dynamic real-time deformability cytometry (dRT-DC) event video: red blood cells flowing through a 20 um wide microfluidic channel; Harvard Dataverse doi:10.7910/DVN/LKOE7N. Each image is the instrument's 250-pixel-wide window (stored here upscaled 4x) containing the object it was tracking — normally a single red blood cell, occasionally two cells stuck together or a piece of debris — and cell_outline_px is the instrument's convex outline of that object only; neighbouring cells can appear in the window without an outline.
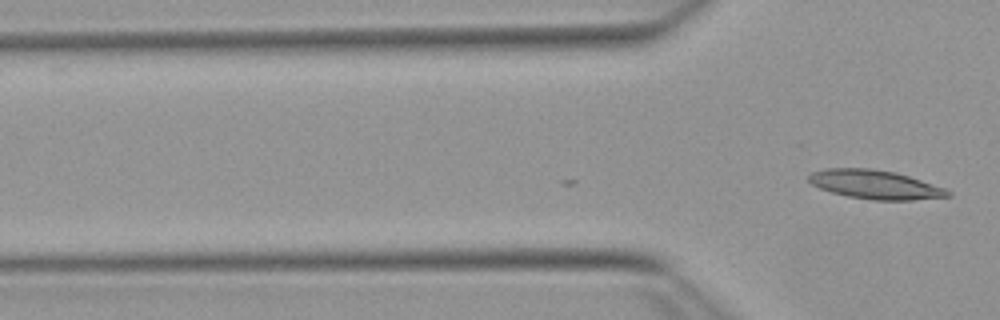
{"species": "Egyptian fruit bat (a non-hibernating species)", "species_latin": "Rousettus aegyptiacus", "temperature_condition": "warm", "stored_images_in_passage": 3, "camera_frame_rate_fps": 3000, "um_per_image_px": 0.085, "animal": {"sex": "female"}, "frame": {"image": 1, "passage_image": 3, "time_ms": 0.667, "image_size_px": [1000, 320], "cell_outline_px": [[952, 196], [912, 200], [872, 200], [848, 196], [832, 192], [820, 188], [812, 184], [808, 180], [808, 176], [812, 172], [824, 168], [868, 168], [896, 172], [944, 188], [952, 192]], "centroid_in_image_um": [74.38, 15.68], "position_along_channel_um": 51.4, "area_um2": 23.29}}